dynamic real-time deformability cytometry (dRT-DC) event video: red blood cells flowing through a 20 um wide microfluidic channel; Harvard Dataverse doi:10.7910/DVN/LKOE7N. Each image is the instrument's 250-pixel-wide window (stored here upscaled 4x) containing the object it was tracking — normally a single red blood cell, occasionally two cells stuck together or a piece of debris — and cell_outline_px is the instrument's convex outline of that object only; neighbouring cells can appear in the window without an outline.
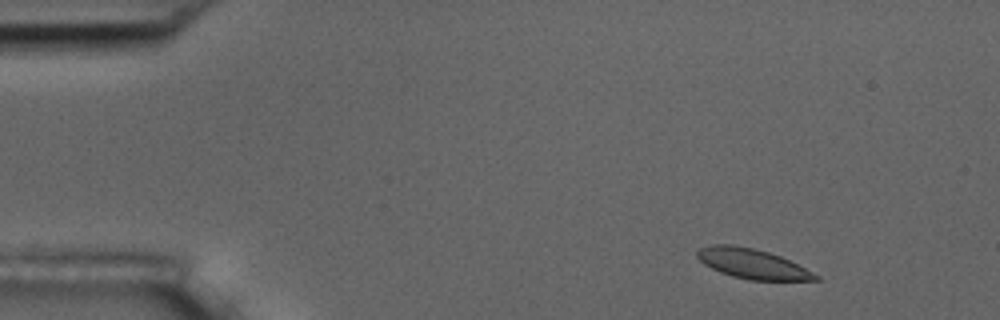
{"species": "common noctule bat (a hibernating species)", "species_latin": "Nyctalus noctula", "temperature_condition": "room temperature", "stored_images_in_passage": 53, "camera_frame_rate_fps": 3000, "um_per_image_px": 0.085, "animal": {"sex": "male", "body_mass_g": 17.5, "forearm_length_mm": 52.3}, "frame": {"image": 1, "passage_image": 4, "time_ms": 1.0, "image_size_px": [1000, 320], "cell_outline_px": [[820, 280], [748, 280], [732, 276], [720, 272], [704, 264], [696, 256], [696, 252], [700, 248], [712, 244], [732, 244], [752, 248], [768, 252], [780, 256], [820, 276]], "centroid_in_image_um": [63.91, 22.41], "position_along_channel_um": 21.1, "area_um2": 20.4}}
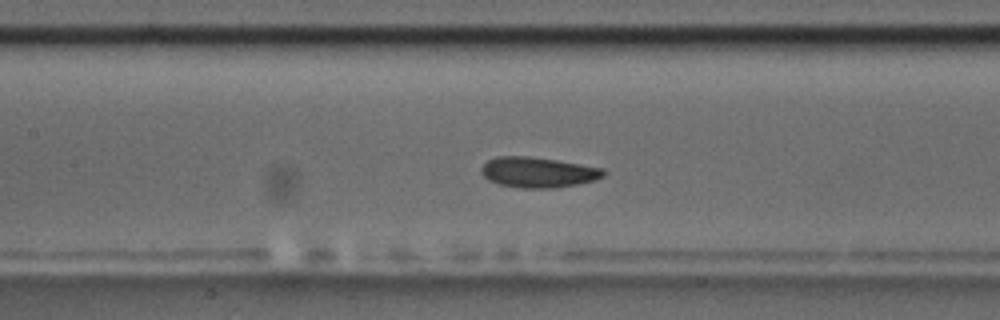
{"frame": {"image": 2, "passage_image": 23, "time_ms": 7.333, "image_size_px": [1000, 320], "cell_outline_px": [[608, 172], [604, 176], [596, 180], [556, 188], [524, 188], [500, 184], [488, 180], [480, 172], [480, 168], [488, 160], [496, 156], [528, 156], [556, 160], [604, 168]], "centroid_in_image_um": [45.75, 14.64], "position_along_channel_um": 161.6, "area_um2": 21.73}}
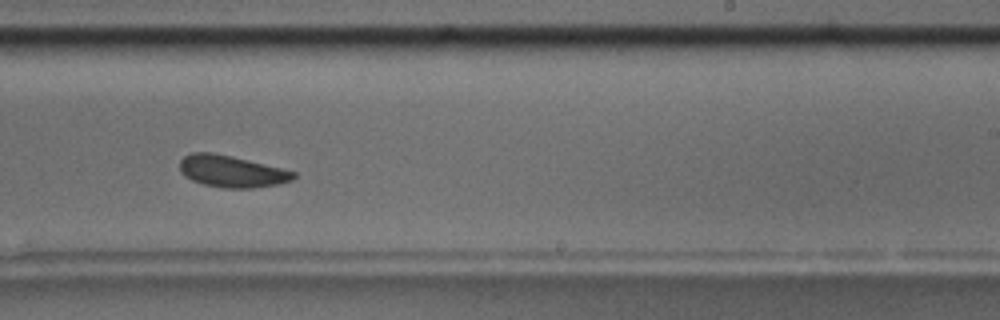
{"frame": {"image": 3, "passage_image": 32, "time_ms": 10.333, "image_size_px": [1000, 320], "cell_outline_px": [[296, 176], [292, 180], [280, 184], [252, 188], [220, 188], [204, 184], [192, 180], [184, 176], [180, 172], [180, 160], [184, 156], [192, 152], [212, 152], [232, 156], [296, 172]], "centroid_in_image_um": [19.67, 14.57], "position_along_channel_um": 269.3, "area_um2": 21.1}, "authors_computed_cell_mechanics": {"area_um2": 21.386, "velocity_mm_per_s": 3.6076, "shape_relaxation_time_tau1_ms": 2.8034, "shape_relaxation_time_tau2_ms": 3.5074, "deformation_change_tau1": 0.1171, "deformation_change_tau2": 0.1027}}